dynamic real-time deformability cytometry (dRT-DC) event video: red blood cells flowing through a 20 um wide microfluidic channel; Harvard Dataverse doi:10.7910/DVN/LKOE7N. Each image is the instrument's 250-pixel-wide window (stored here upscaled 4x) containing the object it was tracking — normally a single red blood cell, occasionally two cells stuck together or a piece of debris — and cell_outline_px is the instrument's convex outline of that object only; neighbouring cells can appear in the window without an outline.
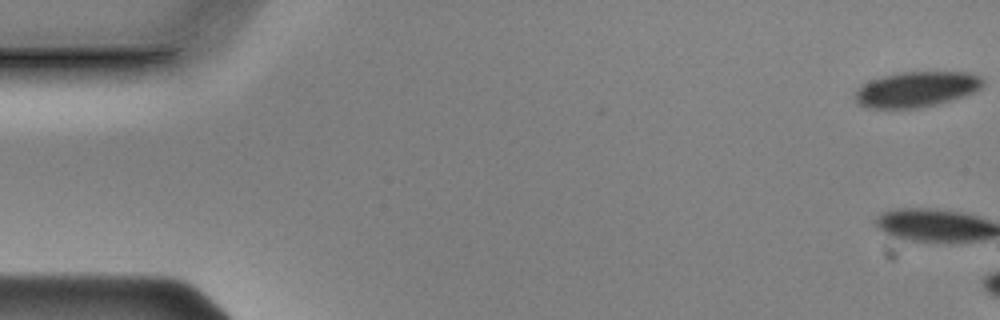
{"species": "Egyptian fruit bat (a non-hibernating species)", "species_latin": "Rousettus aegyptiacus", "temperature_condition": "cold", "stored_images_in_passage": 7, "camera_frame_rate_fps": 3000, "um_per_image_px": 0.085, "animal": {"sex": "male"}, "frame": {"image": 1, "passage_image": 1, "time_ms": 0.0, "image_size_px": [1000, 320], "cell_outline_px": [[984, 84], [976, 92], [964, 96], [936, 104], [920, 108], [864, 108], [856, 104], [856, 88], [872, 80], [884, 76], [904, 72], [968, 72], [980, 76], [984, 80]], "centroid_in_image_um": [77.91, 7.6], "position_along_channel_um": 7.1, "area_um2": 26.41}}